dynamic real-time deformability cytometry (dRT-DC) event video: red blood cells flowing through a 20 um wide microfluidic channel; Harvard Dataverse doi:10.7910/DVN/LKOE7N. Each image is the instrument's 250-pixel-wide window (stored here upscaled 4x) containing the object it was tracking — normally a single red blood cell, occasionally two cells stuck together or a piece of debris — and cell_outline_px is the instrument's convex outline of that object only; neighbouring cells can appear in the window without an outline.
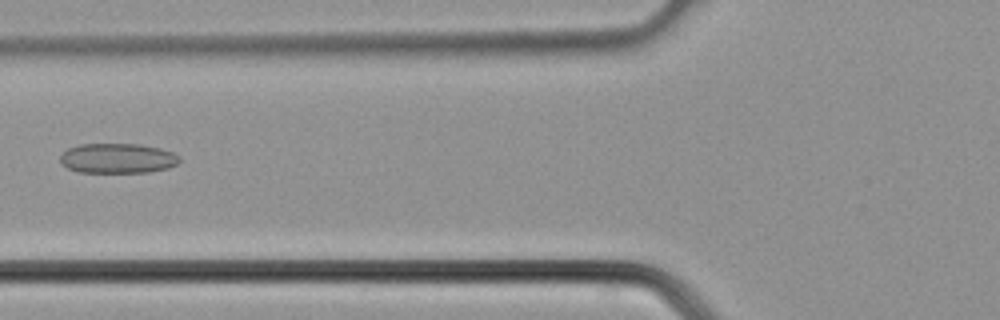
{"species": "common noctule bat (a hibernating species)", "species_latin": "Nyctalus noctula", "temperature_condition": "cold", "stored_images_in_passage": 36, "camera_frame_rate_fps": 3000, "um_per_image_px": 0.085, "animal": {"sex": "male", "body_mass_g": 21.5, "forearm_length_mm": 52.0}, "frame": {"image": 1, "passage_image": 14, "time_ms": 4.333, "image_size_px": [1000, 320], "cell_outline_px": [[180, 160], [176, 164], [168, 168], [148, 172], [80, 172], [68, 168], [60, 164], [60, 156], [68, 148], [80, 144], [140, 144], [160, 148], [172, 152], [180, 156]], "centroid_in_image_um": [9.99, 13.45], "position_along_channel_um": 115.8, "area_um2": 20.81}}
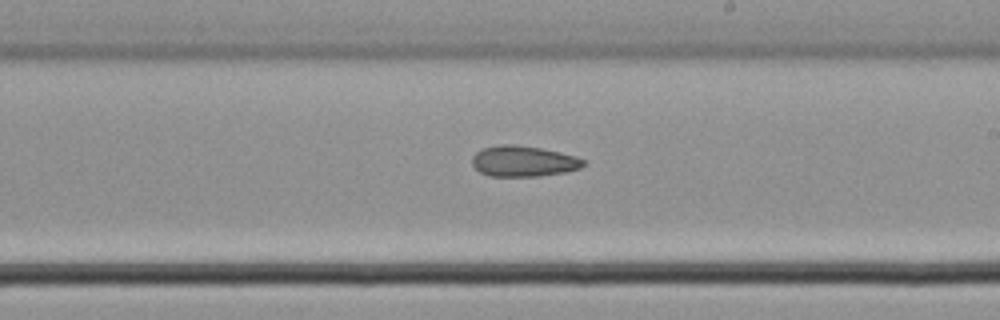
{"frame": {"image": 2, "passage_image": 21, "time_ms": 6.667, "image_size_px": [1000, 320], "cell_outline_px": [[584, 164], [580, 168], [564, 172], [540, 176], [488, 176], [480, 172], [472, 164], [472, 156], [476, 152], [484, 148], [500, 144], [512, 144], [540, 148], [560, 152], [576, 156], [584, 160]], "centroid_in_image_um": [44.47, 13.7], "position_along_channel_um": 244.5, "area_um2": 19.88}}
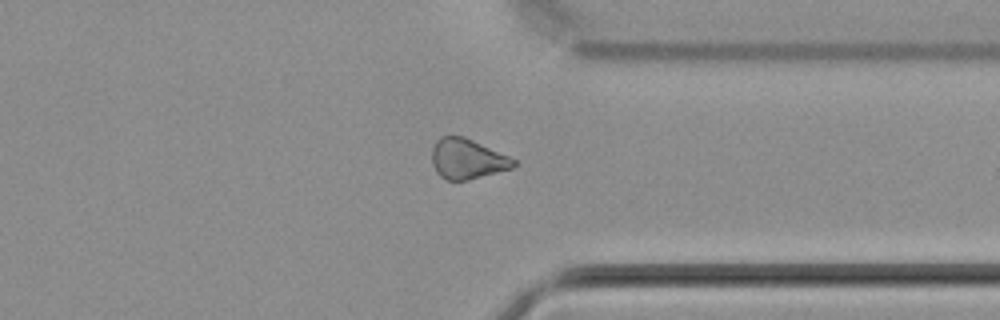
{"frame": {"image": 3, "passage_image": 28, "time_ms": 9.0, "image_size_px": [1000, 320], "cell_outline_px": [[516, 164], [512, 168], [468, 180], [448, 180], [440, 176], [436, 172], [432, 164], [432, 148], [436, 140], [440, 136], [464, 136], [508, 156], [516, 160]], "centroid_in_image_um": [39.68, 13.5], "position_along_channel_um": 371.7, "area_um2": 19.02}}